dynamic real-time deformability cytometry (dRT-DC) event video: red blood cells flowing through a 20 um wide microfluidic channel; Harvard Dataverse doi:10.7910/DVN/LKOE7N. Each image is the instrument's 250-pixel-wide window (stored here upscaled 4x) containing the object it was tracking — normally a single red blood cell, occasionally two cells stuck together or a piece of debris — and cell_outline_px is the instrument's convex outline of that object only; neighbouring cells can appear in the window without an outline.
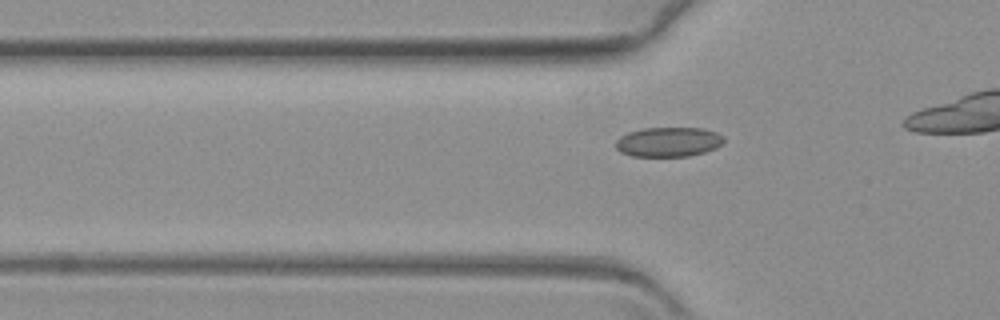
{"species": "common noctule bat (a hibernating species)", "species_latin": "Nyctalus noctula", "temperature_condition": "warm", "stored_images_in_passage": 24, "camera_frame_rate_fps": 3000, "um_per_image_px": 0.085, "animal": {"sex": "female", "body_mass_g": 19.3, "forearm_length_mm": 54.1}, "frame": {"image": 1, "passage_image": 14, "time_ms": 4.333, "image_size_px": [1000, 320], "cell_outline_px": [[724, 140], [716, 148], [704, 152], [688, 156], [632, 156], [620, 152], [616, 148], [616, 140], [620, 136], [628, 132], [644, 128], [704, 128], [716, 132], [724, 136]], "centroid_in_image_um": [56.81, 12.06], "position_along_channel_um": 69.0, "area_um2": 18.67}}
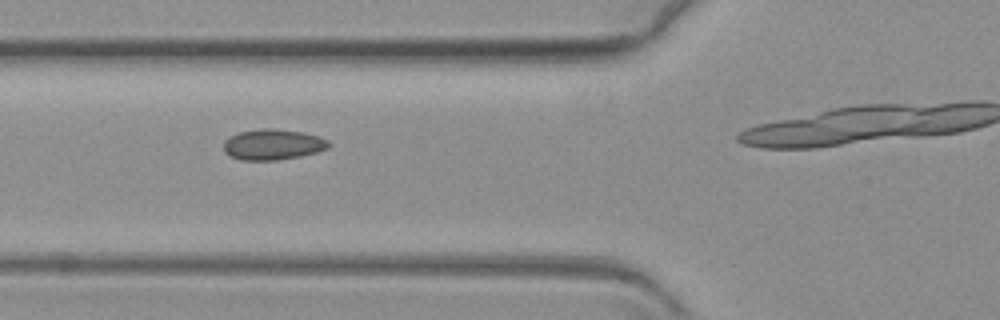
{"frame": {"image": 2, "passage_image": 17, "time_ms": 5.333, "image_size_px": [1000, 320], "cell_outline_px": [[332, 144], [328, 148], [316, 152], [300, 156], [276, 160], [240, 160], [224, 152], [224, 140], [228, 136], [240, 132], [264, 128], [272, 128], [304, 132], [320, 136], [328, 140]], "centroid_in_image_um": [23.21, 12.27], "position_along_channel_um": 102.6, "area_um2": 18.9}}
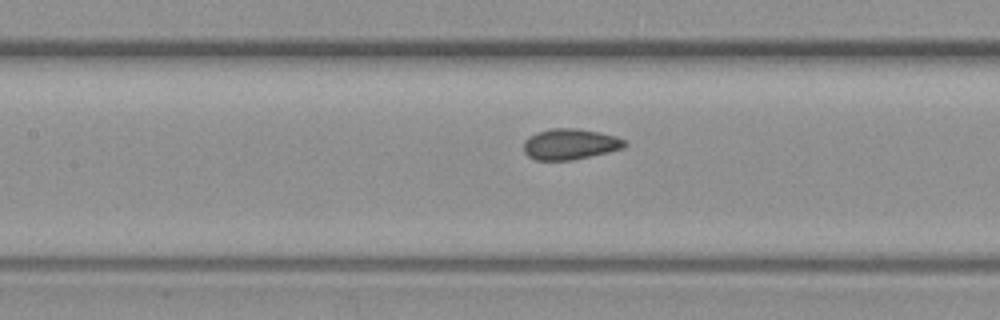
{"frame": {"image": 3, "passage_image": 22, "time_ms": 7.0, "image_size_px": [1000, 320], "cell_outline_px": [[628, 144], [624, 148], [608, 152], [572, 160], [536, 160], [528, 156], [524, 152], [524, 140], [528, 136], [536, 132], [552, 128], [580, 128], [600, 132], [616, 136], [624, 140]], "centroid_in_image_um": [48.45, 12.24], "position_along_channel_um": 158.9, "area_um2": 18.32}}